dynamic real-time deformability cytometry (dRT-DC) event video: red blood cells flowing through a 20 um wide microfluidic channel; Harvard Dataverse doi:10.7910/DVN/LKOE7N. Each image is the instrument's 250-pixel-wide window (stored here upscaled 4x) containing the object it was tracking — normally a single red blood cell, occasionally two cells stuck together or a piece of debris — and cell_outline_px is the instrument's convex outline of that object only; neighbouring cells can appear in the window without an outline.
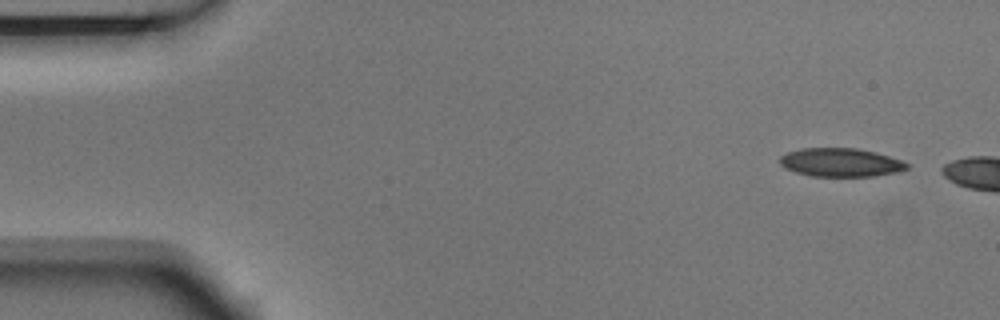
{"species": "Egyptian fruit bat (a non-hibernating species)", "species_latin": "Rousettus aegyptiacus", "temperature_condition": "room temperature", "stored_images_in_passage": 3, "camera_frame_rate_fps": 3000, "um_per_image_px": 0.085, "animal": {"sex": "male"}, "frame": {"image": 1, "passage_image": 1, "time_ms": 0.0, "image_size_px": [1000, 320], "cell_outline_px": [[908, 168], [896, 172], [872, 176], [812, 176], [796, 172], [784, 168], [780, 164], [780, 156], [788, 152], [800, 148], [856, 148], [876, 152], [900, 160], [908, 164]], "centroid_in_image_um": [71.42, 13.8], "position_along_channel_um": 13.6, "area_um2": 20.98}}